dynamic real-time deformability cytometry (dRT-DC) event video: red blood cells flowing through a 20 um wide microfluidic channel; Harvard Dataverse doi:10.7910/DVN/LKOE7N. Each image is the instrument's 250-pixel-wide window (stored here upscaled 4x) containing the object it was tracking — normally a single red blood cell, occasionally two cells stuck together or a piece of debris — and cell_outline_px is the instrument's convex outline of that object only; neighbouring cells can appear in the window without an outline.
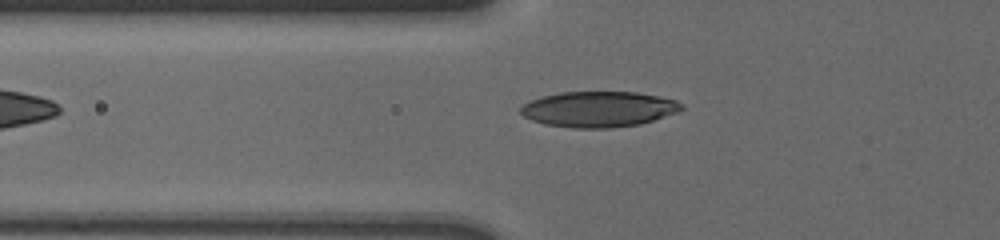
{"species": "human", "species_latin": "Homo sapiens", "temperature_condition": "cold", "stored_images_in_passage": 37, "camera_frame_rate_fps": 3000, "um_per_image_px": 0.085, "donor": {"sex": "male"}, "frame": {"image": 1, "passage_image": 2, "time_ms": 0.333, "image_size_px": [1000, 240], "cell_outline_px": [[684, 108], [676, 112], [640, 124], [612, 128], [572, 128], [544, 124], [532, 120], [524, 116], [520, 112], [520, 108], [524, 104], [532, 100], [544, 96], [560, 92], [636, 92], [660, 96], [676, 100]], "centroid_in_image_um": [50.87, 9.28], "position_along_channel_um": 74.9, "area_um2": 33.23}}
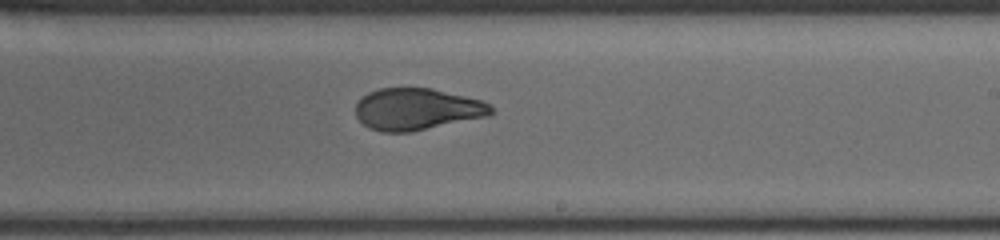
{"frame": {"image": 2, "passage_image": 17, "time_ms": 5.333, "image_size_px": [1000, 240], "cell_outline_px": [[492, 112], [488, 116], [412, 132], [384, 132], [368, 128], [356, 116], [356, 104], [368, 92], [380, 88], [432, 88], [484, 100], [492, 108]], "centroid_in_image_um": [35.45, 9.28], "position_along_channel_um": 253.6, "area_um2": 33.0}}
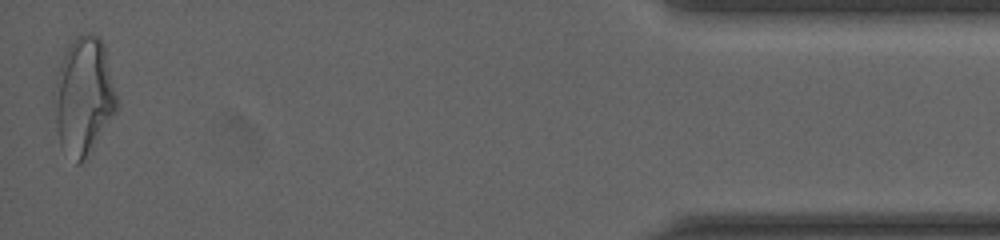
{"frame": {"image": 3, "passage_image": 37, "time_ms": 12.0, "image_size_px": [1000, 240], "cell_outline_px": [[116, 112], [88, 160], [80, 164], [76, 164], [60, 144], [56, 132], [52, 100], [56, 76], [64, 52], [68, 44], [80, 32], [92, 32], [104, 44], [116, 96]], "centroid_in_image_um": [7.08, 8.21], "position_along_channel_um": 428.1, "area_um2": 43.7}, "authors_computed_cell_mechanics": {"area_um2": 33.7552, "velocity_mm_per_s": 3.6236, "shape_relaxation_time_tau1_ms": 6.1412, "shape_relaxation_time_tau2_ms": 1.281, "deformation_change_tau1": 0.1734, "deformation_change_tau2": 0.0515}}